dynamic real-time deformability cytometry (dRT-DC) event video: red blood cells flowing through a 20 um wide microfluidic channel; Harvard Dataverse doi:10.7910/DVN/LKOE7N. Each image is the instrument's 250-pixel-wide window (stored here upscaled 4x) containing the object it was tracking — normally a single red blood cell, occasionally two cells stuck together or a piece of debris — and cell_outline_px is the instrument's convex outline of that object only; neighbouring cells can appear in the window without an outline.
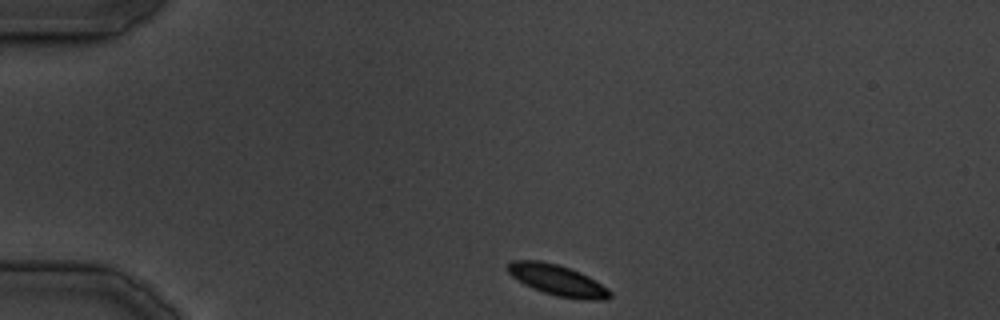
{"species": "common noctule bat (a hibernating species)", "species_latin": "Nyctalus noctula", "temperature_condition": "cold", "stored_images_in_passage": 16, "camera_frame_rate_fps": 3000, "um_per_image_px": 0.085, "animal": {"sex": "male", "body_mass_g": 19.5, "forearm_length_mm": 54.6}, "frame": {"image": 1, "passage_image": 1, "time_ms": 0.0, "image_size_px": [1000, 320], "cell_outline_px": [[612, 296], [608, 300], [588, 300], [556, 296], [532, 288], [524, 284], [512, 276], [508, 272], [508, 264], [512, 260], [540, 260], [572, 268], [588, 276], [608, 288], [612, 292]], "centroid_in_image_um": [47.42, 23.82], "position_along_channel_um": 37.6, "area_um2": 18.44}}